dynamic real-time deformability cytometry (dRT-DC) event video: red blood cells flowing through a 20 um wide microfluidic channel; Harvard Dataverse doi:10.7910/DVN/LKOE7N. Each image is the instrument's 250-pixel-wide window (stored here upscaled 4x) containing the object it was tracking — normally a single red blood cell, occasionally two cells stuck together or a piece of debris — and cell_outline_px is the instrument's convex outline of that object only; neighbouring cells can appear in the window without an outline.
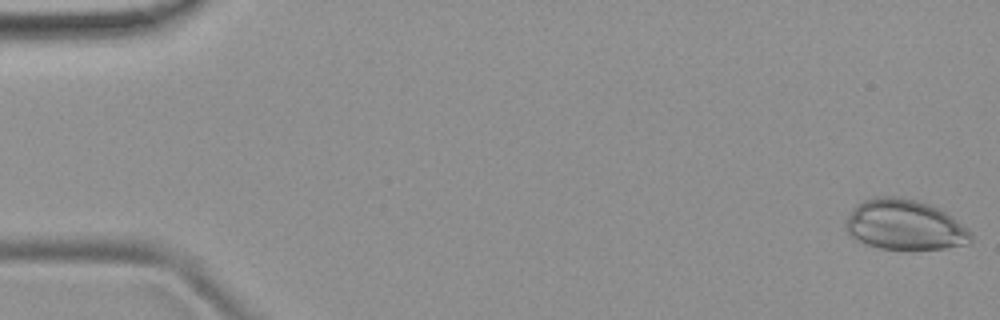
{"species": "common noctule bat (a hibernating species)", "species_latin": "Nyctalus noctula", "temperature_condition": "room temperature", "stored_images_in_passage": 11, "camera_frame_rate_fps": 3000, "um_per_image_px": 0.085, "animal": {"sex": "female", "body_mass_g": 19.9}, "frame": {"image": 1, "passage_image": 1, "time_ms": 0.0, "image_size_px": [1000, 320], "cell_outline_px": [[972, 240], [968, 244], [944, 248], [880, 248], [864, 244], [852, 236], [848, 232], [844, 220], [856, 204], [864, 200], [876, 196], [892, 196], [916, 200], [928, 204], [944, 212], [972, 232]], "centroid_in_image_um": [76.86, 19.1], "position_along_channel_um": 8.1, "area_um2": 36.18}}